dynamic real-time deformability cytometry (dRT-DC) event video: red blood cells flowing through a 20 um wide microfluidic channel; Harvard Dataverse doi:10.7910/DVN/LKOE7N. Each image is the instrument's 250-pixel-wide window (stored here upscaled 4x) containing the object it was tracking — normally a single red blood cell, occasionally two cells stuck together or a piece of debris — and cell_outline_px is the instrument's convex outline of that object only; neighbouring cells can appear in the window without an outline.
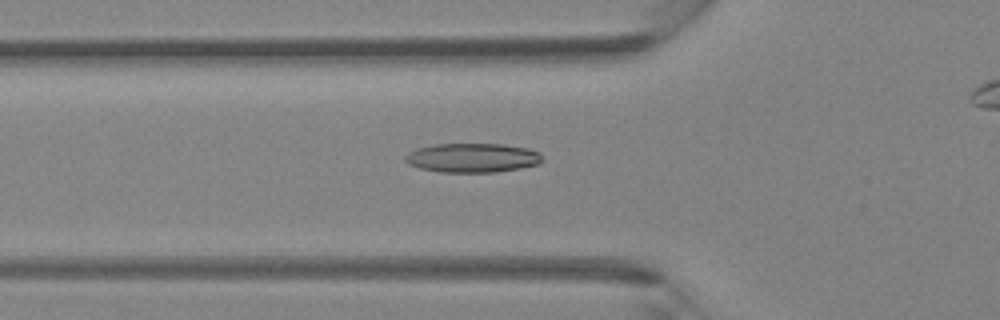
{"species": "Egyptian fruit bat (a non-hibernating species)", "species_latin": "Rousettus aegyptiacus", "temperature_condition": "room temperature", "stored_images_in_passage": 40, "camera_frame_rate_fps": 3000, "um_per_image_px": 0.085, "animal": {"sex": "female"}, "frame": {"image": 1, "passage_image": 16, "time_ms": 5.0, "image_size_px": [1000, 320], "cell_outline_px": [[544, 160], [540, 164], [520, 168], [496, 172], [440, 172], [420, 168], [408, 164], [404, 160], [404, 156], [416, 148], [436, 144], [504, 144], [528, 148], [540, 152]], "centroid_in_image_um": [40.19, 13.41], "position_along_channel_um": 85.6, "area_um2": 23.52}}
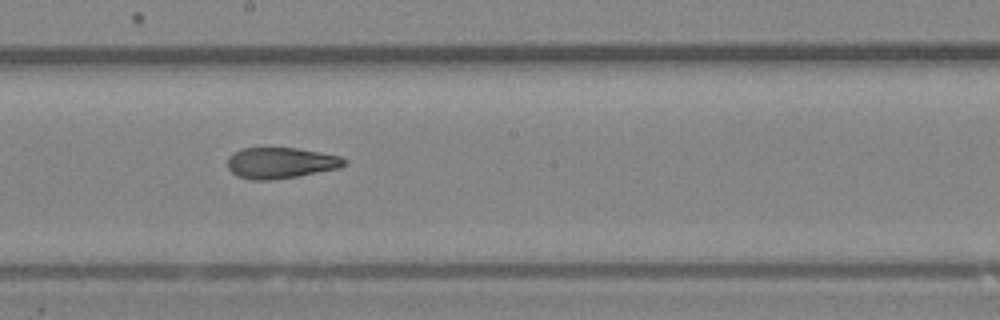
{"frame": {"image": 2, "passage_image": 25, "time_ms": 8.0, "image_size_px": [1000, 320], "cell_outline_px": [[348, 164], [340, 168], [296, 176], [268, 180], [252, 180], [240, 176], [232, 172], [228, 168], [228, 156], [232, 152], [240, 148], [296, 148], [340, 156], [348, 160]], "centroid_in_image_um": [23.87, 13.84], "position_along_channel_um": 224.3, "area_um2": 21.04}}
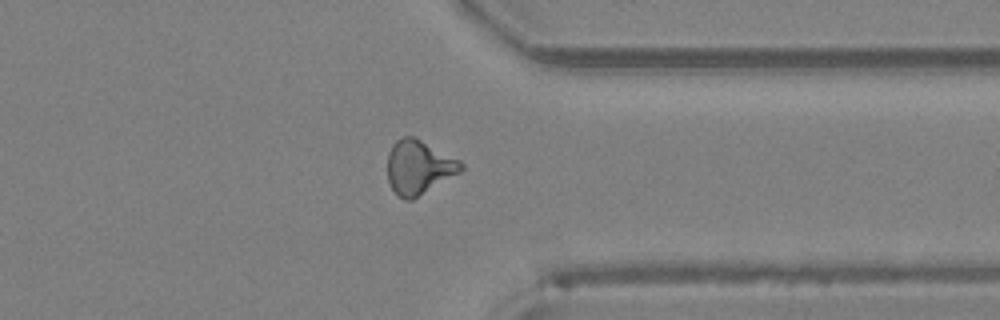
{"frame": {"image": 3, "passage_image": 35, "time_ms": 11.333, "image_size_px": [1000, 320], "cell_outline_px": [[464, 168], [460, 172], [412, 200], [404, 200], [392, 188], [388, 180], [388, 152], [392, 144], [396, 140], [404, 136], [412, 136], [460, 160], [464, 164]], "centroid_in_image_um": [35.59, 14.21], "position_along_channel_um": 375.8, "area_um2": 22.89}}